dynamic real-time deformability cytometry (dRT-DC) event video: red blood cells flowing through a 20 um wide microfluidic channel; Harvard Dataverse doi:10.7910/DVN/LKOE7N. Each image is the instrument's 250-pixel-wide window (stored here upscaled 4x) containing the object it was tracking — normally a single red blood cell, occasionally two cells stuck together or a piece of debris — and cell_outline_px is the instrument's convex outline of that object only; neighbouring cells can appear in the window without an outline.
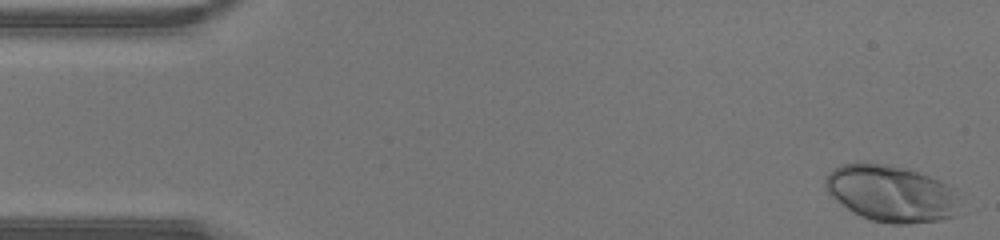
{"species": "human", "species_latin": "Homo sapiens", "temperature_condition": "warm", "stored_images_in_passage": 37, "camera_frame_rate_fps": 3000, "um_per_image_px": 0.085, "donor": {"sex": "male"}, "frame": {"image": 1, "passage_image": 1, "time_ms": 0.0, "image_size_px": [1000, 240], "cell_outline_px": [[956, 216], [940, 220], [908, 224], [892, 224], [872, 220], [860, 216], [852, 212], [836, 200], [828, 192], [824, 184], [824, 180], [828, 172], [832, 168], [840, 164], [884, 164], [904, 168], [940, 180], [956, 188]], "centroid_in_image_um": [75.74, 16.46], "position_along_channel_um": 9.3, "area_um2": 44.1}}
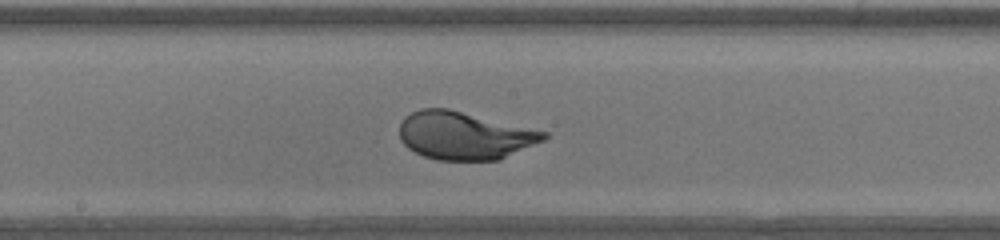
{"frame": {"image": 2, "passage_image": 23, "time_ms": 7.333, "image_size_px": [1000, 240], "cell_outline_px": [[548, 136], [544, 140], [500, 160], [440, 160], [424, 156], [408, 148], [400, 140], [400, 124], [404, 116], [420, 108], [448, 108], [548, 132]], "centroid_in_image_um": [39.47, 11.52], "position_along_channel_um": 208.7, "area_um2": 40.23}}
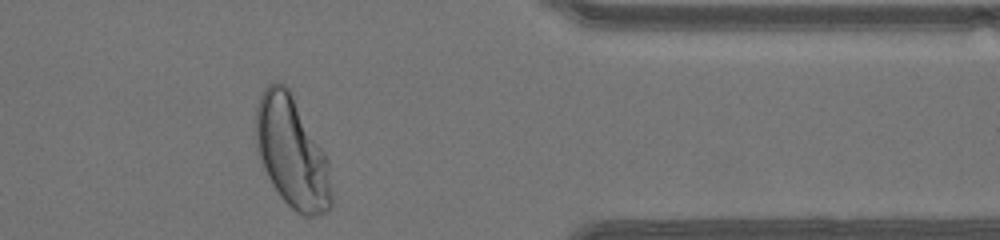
{"frame": {"image": 3, "passage_image": 36, "time_ms": 11.667, "image_size_px": [1000, 240], "cell_outline_px": [[332, 208], [328, 212], [316, 216], [304, 216], [296, 212], [280, 196], [272, 184], [264, 168], [256, 148], [256, 104], [260, 92], [268, 84], [276, 80], [280, 80], [288, 88], [324, 152], [328, 160], [332, 192]], "centroid_in_image_um": [24.81, 12.96], "position_along_channel_um": 386.6, "area_um2": 48.96}}